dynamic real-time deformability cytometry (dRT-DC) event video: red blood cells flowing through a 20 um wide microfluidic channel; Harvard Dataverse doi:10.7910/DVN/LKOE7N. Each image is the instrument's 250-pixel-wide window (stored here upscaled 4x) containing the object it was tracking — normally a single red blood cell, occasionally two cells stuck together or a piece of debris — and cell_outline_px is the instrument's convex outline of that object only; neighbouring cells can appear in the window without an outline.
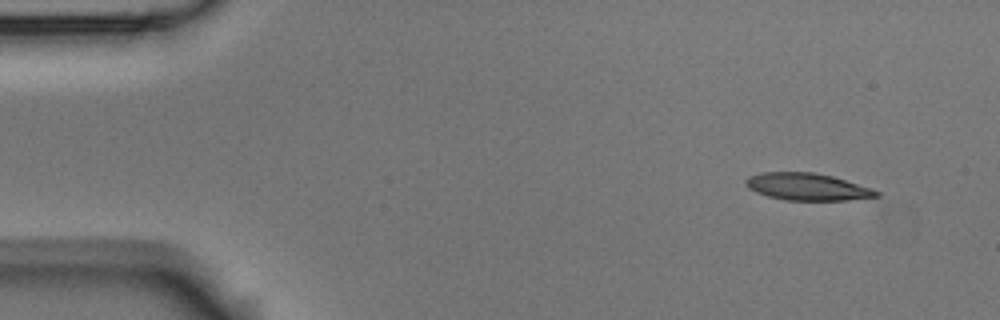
{"species": "Egyptian fruit bat (a non-hibernating species)", "species_latin": "Rousettus aegyptiacus", "temperature_condition": "room temperature", "stored_images_in_passage": 4, "camera_frame_rate_fps": 3000, "um_per_image_px": 0.085, "animal": {"sex": "male"}, "frame": {"image": 1, "passage_image": 1, "time_ms": 0.0, "image_size_px": [1000, 320], "cell_outline_px": [[880, 196], [848, 200], [784, 200], [768, 196], [756, 192], [748, 188], [744, 184], [744, 180], [748, 176], [760, 172], [812, 172], [832, 176], [872, 188], [880, 192]], "centroid_in_image_um": [68.59, 15.87], "position_along_channel_um": 16.4, "area_um2": 20.75}}
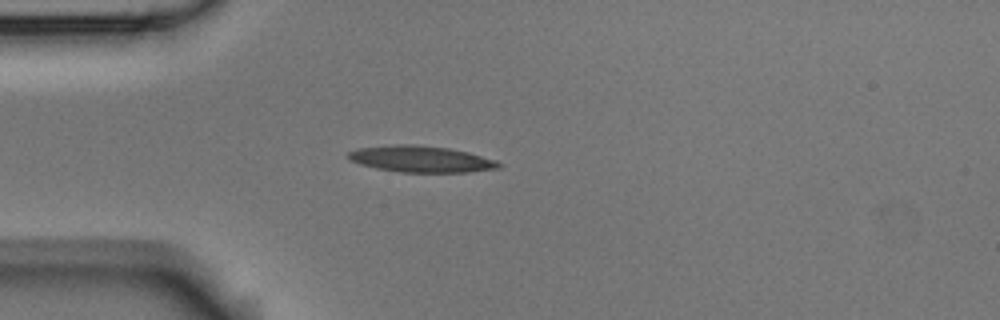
{"frame": {"image": 2, "passage_image": 3, "time_ms": 3.333, "image_size_px": [1000, 320], "cell_outline_px": [[504, 164], [500, 168], [468, 172], [400, 172], [376, 168], [360, 164], [348, 160], [344, 156], [348, 152], [356, 148], [396, 144], [416, 144], [448, 148], [468, 152], [496, 160]], "centroid_in_image_um": [35.75, 13.51], "position_along_channel_um": 49.2, "area_um2": 23.41}}